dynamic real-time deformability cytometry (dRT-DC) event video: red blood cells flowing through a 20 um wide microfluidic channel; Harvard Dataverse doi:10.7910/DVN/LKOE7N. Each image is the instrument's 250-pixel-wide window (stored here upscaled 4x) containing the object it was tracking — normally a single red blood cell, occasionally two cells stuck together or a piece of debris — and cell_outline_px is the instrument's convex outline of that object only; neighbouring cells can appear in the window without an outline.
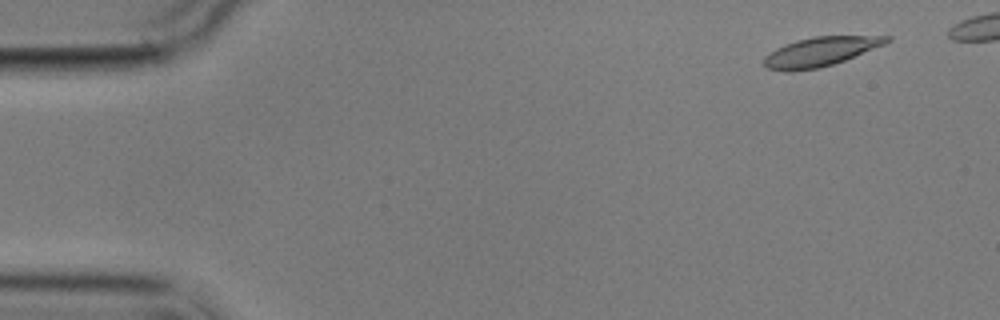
{"species": "common noctule bat (a hibernating species)", "species_latin": "Nyctalus noctula", "temperature_condition": "cold", "stored_images_in_passage": 6, "camera_frame_rate_fps": 3000, "um_per_image_px": 0.085, "animal": {"sex": "male", "body_mass_g": 17.9}, "frame": {"image": 1, "passage_image": 1, "time_ms": 0.0, "image_size_px": [1000, 320], "cell_outline_px": [[892, 40], [884, 44], [844, 60], [820, 68], [788, 72], [784, 72], [768, 68], [764, 64], [764, 56], [776, 48], [784, 44], [796, 40], [812, 36], [892, 36]], "centroid_in_image_um": [69.69, 4.39], "position_along_channel_um": 15.3, "area_um2": 20.81}}